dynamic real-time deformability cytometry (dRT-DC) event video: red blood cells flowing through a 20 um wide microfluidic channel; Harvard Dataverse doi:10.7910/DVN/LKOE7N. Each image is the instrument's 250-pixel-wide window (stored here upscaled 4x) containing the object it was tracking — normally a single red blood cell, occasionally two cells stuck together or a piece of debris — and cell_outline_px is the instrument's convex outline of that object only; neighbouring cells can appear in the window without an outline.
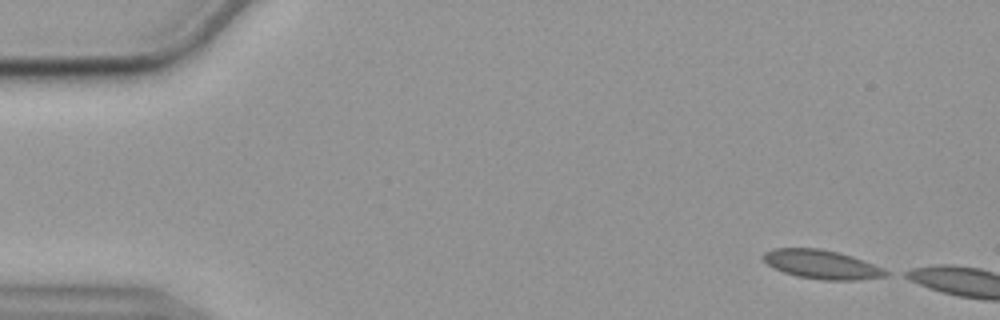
{"species": "common noctule bat (a hibernating species)", "species_latin": "Nyctalus noctula", "temperature_condition": "cold", "stored_images_in_passage": 10, "camera_frame_rate_fps": 3000, "um_per_image_px": 0.085, "animal": {"sex": "female", "body_mass_g": 19.9}, "frame": {"image": 1, "passage_image": 1, "time_ms": 0.0, "image_size_px": [1000, 320], "cell_outline_px": [[892, 272], [888, 276], [856, 280], [824, 280], [796, 276], [784, 272], [768, 264], [760, 256], [764, 252], [772, 248], [820, 248], [840, 252], [852, 256], [884, 268]], "centroid_in_image_um": [69.87, 22.47], "position_along_channel_um": 15.1, "area_um2": 20.81}}